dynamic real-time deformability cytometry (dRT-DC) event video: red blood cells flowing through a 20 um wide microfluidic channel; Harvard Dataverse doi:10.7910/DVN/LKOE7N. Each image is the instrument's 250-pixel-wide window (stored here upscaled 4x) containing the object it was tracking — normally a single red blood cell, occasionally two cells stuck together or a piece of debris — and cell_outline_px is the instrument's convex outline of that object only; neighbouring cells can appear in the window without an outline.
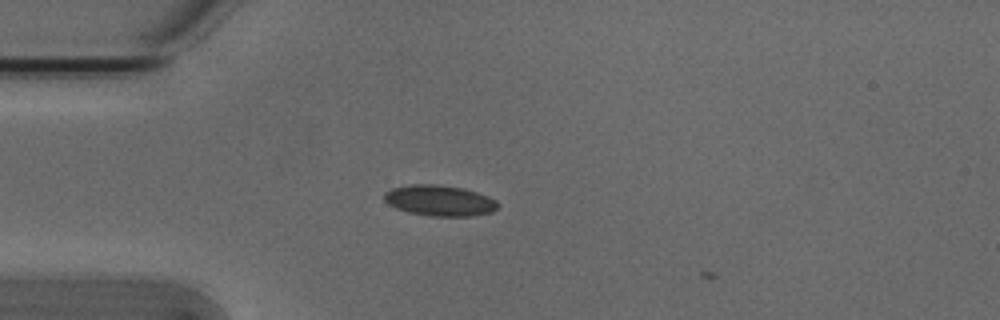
{"species": "Egyptian fruit bat (a non-hibernating species)", "species_latin": "Rousettus aegyptiacus", "temperature_condition": "cold", "stored_images_in_passage": 3, "camera_frame_rate_fps": 3000, "um_per_image_px": 0.085, "animal": {"sex": "male"}, "frame": {"image": 1, "passage_image": 2, "time_ms": 0.333, "image_size_px": [1000, 320], "cell_outline_px": [[500, 204], [492, 212], [472, 216], [432, 216], [408, 212], [396, 208], [388, 204], [384, 200], [384, 192], [392, 188], [412, 184], [436, 184], [464, 188], [488, 196], [496, 200]], "centroid_in_image_um": [37.37, 17.04], "position_along_channel_um": 47.6, "area_um2": 20.46}}